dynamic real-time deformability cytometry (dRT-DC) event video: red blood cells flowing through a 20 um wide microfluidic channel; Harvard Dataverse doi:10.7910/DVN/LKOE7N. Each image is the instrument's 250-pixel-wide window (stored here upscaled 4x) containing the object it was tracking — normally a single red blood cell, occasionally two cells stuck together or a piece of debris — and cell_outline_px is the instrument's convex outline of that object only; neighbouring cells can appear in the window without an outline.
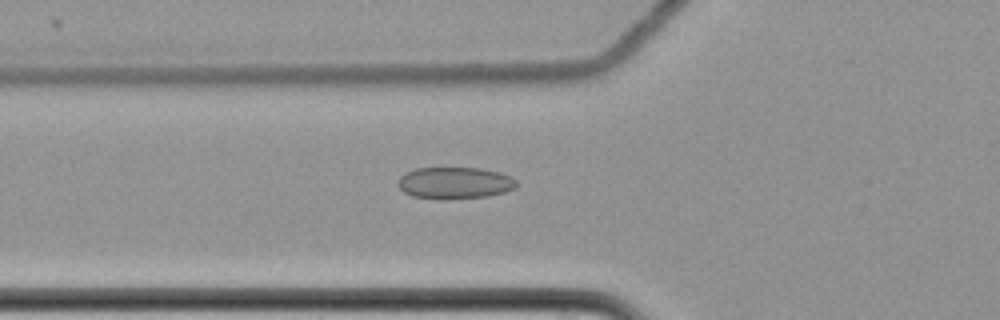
{"species": "common noctule bat (a hibernating species)", "species_latin": "Nyctalus noctula", "temperature_condition": "cold", "stored_images_in_passage": 2, "camera_frame_rate_fps": 3000, "um_per_image_px": 0.085, "animal": {"sex": "female", "body_mass_g": 22.7, "forearm_length_mm": 54.2}, "frame": {"image": 1, "passage_image": 2, "time_ms": 0.333, "image_size_px": [1000, 320], "cell_outline_px": [[516, 184], [512, 188], [504, 192], [488, 196], [412, 196], [404, 192], [400, 188], [400, 176], [416, 168], [480, 168], [500, 172], [512, 176], [516, 180]], "centroid_in_image_um": [38.71, 15.49], "position_along_channel_um": 87.1, "area_um2": 20.75}}